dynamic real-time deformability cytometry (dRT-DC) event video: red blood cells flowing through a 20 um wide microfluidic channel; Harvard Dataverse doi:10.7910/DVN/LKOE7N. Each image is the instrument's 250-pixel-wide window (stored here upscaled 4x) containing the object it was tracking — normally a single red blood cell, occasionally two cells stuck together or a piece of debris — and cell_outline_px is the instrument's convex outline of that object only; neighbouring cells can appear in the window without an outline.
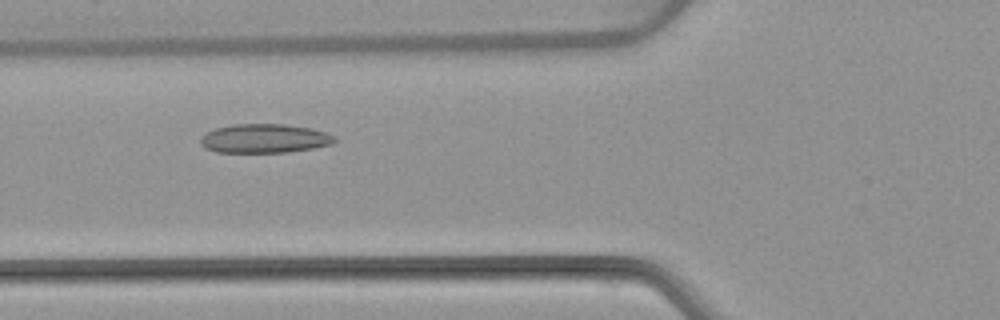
{"species": "common noctule bat (a hibernating species)", "species_latin": "Nyctalus noctula", "temperature_condition": "warm", "stored_images_in_passage": 5, "camera_frame_rate_fps": 3000, "um_per_image_px": 0.085, "animal": {"sex": "female", "body_mass_g": 22.7, "forearm_length_mm": 54.2}, "frame": {"image": 1, "passage_image": 5, "time_ms": 5.333, "image_size_px": [1000, 320], "cell_outline_px": [[336, 140], [332, 144], [312, 148], [288, 152], [216, 152], [204, 148], [200, 144], [200, 136], [216, 128], [232, 124], [284, 124], [308, 128], [324, 132], [336, 136]], "centroid_in_image_um": [22.44, 11.77], "position_along_channel_um": 103.4, "area_um2": 22.6}}